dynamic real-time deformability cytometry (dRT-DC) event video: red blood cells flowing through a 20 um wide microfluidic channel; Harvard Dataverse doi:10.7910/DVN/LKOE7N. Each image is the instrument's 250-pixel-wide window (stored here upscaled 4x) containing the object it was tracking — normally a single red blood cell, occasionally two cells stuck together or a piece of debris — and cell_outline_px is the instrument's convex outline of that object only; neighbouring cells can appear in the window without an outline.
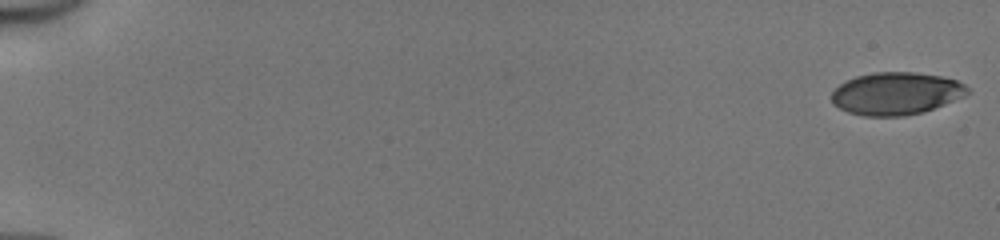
{"species": "human", "species_latin": "Homo sapiens", "temperature_condition": "cold", "stored_images_in_passage": 4, "camera_frame_rate_fps": 3000, "um_per_image_px": 0.085, "donor": {"sex": "male"}, "frame": {"image": 1, "passage_image": 1, "time_ms": 0.0, "image_size_px": [1000, 240], "cell_outline_px": [[968, 92], [964, 96], [932, 108], [920, 112], [904, 116], [864, 116], [848, 112], [832, 104], [832, 92], [844, 80], [856, 76], [872, 72], [916, 72], [940, 76], [956, 80], [964, 84], [968, 88]], "centroid_in_image_um": [76.12, 7.94], "position_along_channel_um": 8.9, "area_um2": 33.47}}